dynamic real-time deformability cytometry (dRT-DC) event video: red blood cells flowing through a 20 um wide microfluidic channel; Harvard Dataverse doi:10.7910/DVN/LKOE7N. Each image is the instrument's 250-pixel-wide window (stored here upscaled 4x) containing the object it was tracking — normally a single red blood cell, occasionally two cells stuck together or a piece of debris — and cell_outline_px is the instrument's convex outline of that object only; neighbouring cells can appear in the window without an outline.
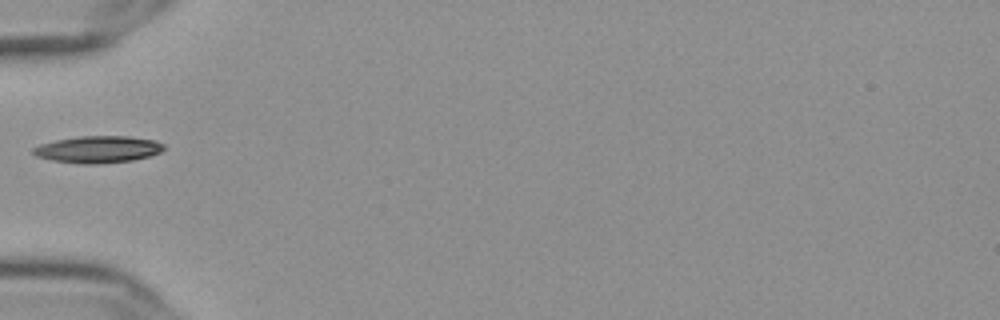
{"species": "Egyptian fruit bat (a non-hibernating species)", "species_latin": "Rousettus aegyptiacus", "temperature_condition": "cold", "stored_images_in_passage": 37, "camera_frame_rate_fps": 3000, "um_per_image_px": 0.085, "frame": {"image": 1, "passage_image": 1, "time_ms": 0.0, "image_size_px": [1000, 320], "cell_outline_px": [[164, 148], [160, 152], [148, 156], [132, 160], [100, 164], [80, 164], [52, 160], [36, 156], [32, 152], [32, 148], [40, 144], [56, 140], [80, 136], [128, 136], [156, 140], [164, 144]], "centroid_in_image_um": [8.32, 12.7], "position_along_channel_um": 76.7, "area_um2": 20.52}}
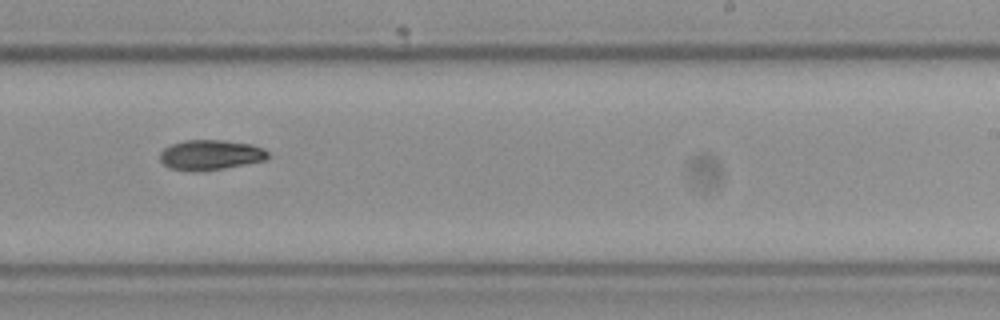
{"frame": {"image": 2, "passage_image": 17, "time_ms": 5.333, "image_size_px": [1000, 320], "cell_outline_px": [[272, 156], [268, 160], [224, 168], [168, 168], [160, 160], [160, 152], [164, 148], [172, 144], [184, 140], [224, 140], [252, 144], [264, 148]], "centroid_in_image_um": [17.99, 13.11], "position_along_channel_um": 271.0, "area_um2": 18.44}}
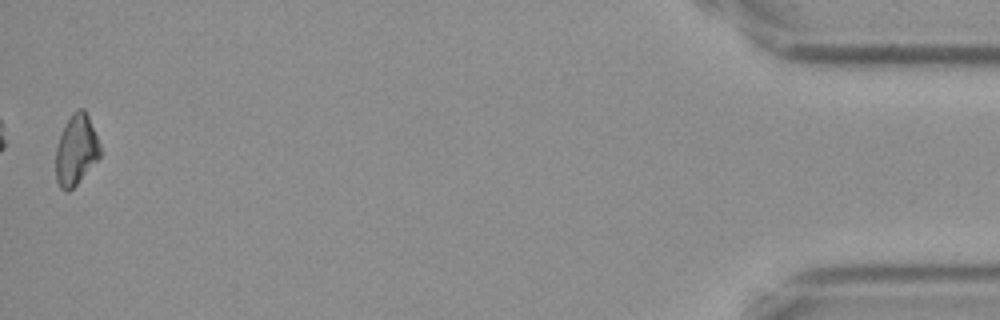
{"frame": {"image": 3, "passage_image": 37, "time_ms": 12.0, "image_size_px": [1000, 320], "cell_outline_px": [[100, 156], [76, 184], [68, 192], [60, 188], [56, 180], [56, 148], [60, 136], [72, 112], [80, 108], [84, 108], [88, 116], [100, 144]], "centroid_in_image_um": [6.46, 12.75], "position_along_channel_um": 428.7, "area_um2": 17.8}, "authors_computed_cell_mechanics": {"area_um2": 18.4382, "velocity_mm_per_s": 3.6415, "shape_relaxation_time_tau1_ms": 10.2493, "shape_relaxation_time_tau2_ms": null, "deformation_change_tau1": 0.2197, "deformation_change_tau2": null}}